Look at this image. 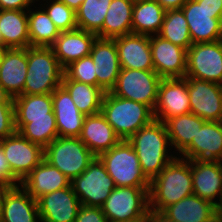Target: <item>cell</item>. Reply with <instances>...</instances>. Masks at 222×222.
Segmentation results:
<instances>
[{
  "label": "cell",
  "instance_id": "1",
  "mask_svg": "<svg viewBox=\"0 0 222 222\" xmlns=\"http://www.w3.org/2000/svg\"><path fill=\"white\" fill-rule=\"evenodd\" d=\"M127 141L136 151L142 172L150 182L176 158L168 154L170 139L164 123L159 120L141 127Z\"/></svg>",
  "mask_w": 222,
  "mask_h": 222
},
{
  "label": "cell",
  "instance_id": "2",
  "mask_svg": "<svg viewBox=\"0 0 222 222\" xmlns=\"http://www.w3.org/2000/svg\"><path fill=\"white\" fill-rule=\"evenodd\" d=\"M193 194L191 160H172L150 182L149 210L162 212L169 205Z\"/></svg>",
  "mask_w": 222,
  "mask_h": 222
},
{
  "label": "cell",
  "instance_id": "3",
  "mask_svg": "<svg viewBox=\"0 0 222 222\" xmlns=\"http://www.w3.org/2000/svg\"><path fill=\"white\" fill-rule=\"evenodd\" d=\"M101 113L121 140H128L155 119L149 106L115 96L111 92L104 94Z\"/></svg>",
  "mask_w": 222,
  "mask_h": 222
},
{
  "label": "cell",
  "instance_id": "4",
  "mask_svg": "<svg viewBox=\"0 0 222 222\" xmlns=\"http://www.w3.org/2000/svg\"><path fill=\"white\" fill-rule=\"evenodd\" d=\"M27 77L20 95L52 93L62 84L64 68L51 47H27Z\"/></svg>",
  "mask_w": 222,
  "mask_h": 222
},
{
  "label": "cell",
  "instance_id": "5",
  "mask_svg": "<svg viewBox=\"0 0 222 222\" xmlns=\"http://www.w3.org/2000/svg\"><path fill=\"white\" fill-rule=\"evenodd\" d=\"M150 187H115L101 206L108 222H147Z\"/></svg>",
  "mask_w": 222,
  "mask_h": 222
},
{
  "label": "cell",
  "instance_id": "6",
  "mask_svg": "<svg viewBox=\"0 0 222 222\" xmlns=\"http://www.w3.org/2000/svg\"><path fill=\"white\" fill-rule=\"evenodd\" d=\"M116 187H150L140 167L136 151L127 140H121L98 156Z\"/></svg>",
  "mask_w": 222,
  "mask_h": 222
},
{
  "label": "cell",
  "instance_id": "7",
  "mask_svg": "<svg viewBox=\"0 0 222 222\" xmlns=\"http://www.w3.org/2000/svg\"><path fill=\"white\" fill-rule=\"evenodd\" d=\"M94 158L79 137H57L44 149V159L71 181L84 172Z\"/></svg>",
  "mask_w": 222,
  "mask_h": 222
},
{
  "label": "cell",
  "instance_id": "8",
  "mask_svg": "<svg viewBox=\"0 0 222 222\" xmlns=\"http://www.w3.org/2000/svg\"><path fill=\"white\" fill-rule=\"evenodd\" d=\"M161 80L154 70L121 68L116 85L110 92L115 96L143 103L154 110Z\"/></svg>",
  "mask_w": 222,
  "mask_h": 222
},
{
  "label": "cell",
  "instance_id": "9",
  "mask_svg": "<svg viewBox=\"0 0 222 222\" xmlns=\"http://www.w3.org/2000/svg\"><path fill=\"white\" fill-rule=\"evenodd\" d=\"M71 186L82 205L94 207H101L116 187L97 156L84 172L71 181Z\"/></svg>",
  "mask_w": 222,
  "mask_h": 222
},
{
  "label": "cell",
  "instance_id": "10",
  "mask_svg": "<svg viewBox=\"0 0 222 222\" xmlns=\"http://www.w3.org/2000/svg\"><path fill=\"white\" fill-rule=\"evenodd\" d=\"M185 77L222 85V40L192 44L187 50Z\"/></svg>",
  "mask_w": 222,
  "mask_h": 222
},
{
  "label": "cell",
  "instance_id": "11",
  "mask_svg": "<svg viewBox=\"0 0 222 222\" xmlns=\"http://www.w3.org/2000/svg\"><path fill=\"white\" fill-rule=\"evenodd\" d=\"M0 145L12 175L19 181L18 185L44 159V149L17 131L1 139Z\"/></svg>",
  "mask_w": 222,
  "mask_h": 222
},
{
  "label": "cell",
  "instance_id": "12",
  "mask_svg": "<svg viewBox=\"0 0 222 222\" xmlns=\"http://www.w3.org/2000/svg\"><path fill=\"white\" fill-rule=\"evenodd\" d=\"M190 113L205 121H222V85L186 77Z\"/></svg>",
  "mask_w": 222,
  "mask_h": 222
},
{
  "label": "cell",
  "instance_id": "13",
  "mask_svg": "<svg viewBox=\"0 0 222 222\" xmlns=\"http://www.w3.org/2000/svg\"><path fill=\"white\" fill-rule=\"evenodd\" d=\"M153 112L155 120L163 123L172 117L190 113L186 77L161 80Z\"/></svg>",
  "mask_w": 222,
  "mask_h": 222
},
{
  "label": "cell",
  "instance_id": "14",
  "mask_svg": "<svg viewBox=\"0 0 222 222\" xmlns=\"http://www.w3.org/2000/svg\"><path fill=\"white\" fill-rule=\"evenodd\" d=\"M154 71L162 78H183L187 70V50L158 34L150 36Z\"/></svg>",
  "mask_w": 222,
  "mask_h": 222
},
{
  "label": "cell",
  "instance_id": "15",
  "mask_svg": "<svg viewBox=\"0 0 222 222\" xmlns=\"http://www.w3.org/2000/svg\"><path fill=\"white\" fill-rule=\"evenodd\" d=\"M192 44L222 40V12H209L195 0L183 7Z\"/></svg>",
  "mask_w": 222,
  "mask_h": 222
},
{
  "label": "cell",
  "instance_id": "16",
  "mask_svg": "<svg viewBox=\"0 0 222 222\" xmlns=\"http://www.w3.org/2000/svg\"><path fill=\"white\" fill-rule=\"evenodd\" d=\"M41 222H74L82 206L72 186L37 199Z\"/></svg>",
  "mask_w": 222,
  "mask_h": 222
},
{
  "label": "cell",
  "instance_id": "17",
  "mask_svg": "<svg viewBox=\"0 0 222 222\" xmlns=\"http://www.w3.org/2000/svg\"><path fill=\"white\" fill-rule=\"evenodd\" d=\"M90 56L95 65L97 87L110 92L116 85L121 70L115 40L96 37Z\"/></svg>",
  "mask_w": 222,
  "mask_h": 222
},
{
  "label": "cell",
  "instance_id": "18",
  "mask_svg": "<svg viewBox=\"0 0 222 222\" xmlns=\"http://www.w3.org/2000/svg\"><path fill=\"white\" fill-rule=\"evenodd\" d=\"M38 221L41 222L37 200L22 186L6 187L0 200V222Z\"/></svg>",
  "mask_w": 222,
  "mask_h": 222
},
{
  "label": "cell",
  "instance_id": "19",
  "mask_svg": "<svg viewBox=\"0 0 222 222\" xmlns=\"http://www.w3.org/2000/svg\"><path fill=\"white\" fill-rule=\"evenodd\" d=\"M181 154L186 160L222 162V121H205Z\"/></svg>",
  "mask_w": 222,
  "mask_h": 222
},
{
  "label": "cell",
  "instance_id": "20",
  "mask_svg": "<svg viewBox=\"0 0 222 222\" xmlns=\"http://www.w3.org/2000/svg\"><path fill=\"white\" fill-rule=\"evenodd\" d=\"M191 174L193 194L217 206L222 200V162L191 160Z\"/></svg>",
  "mask_w": 222,
  "mask_h": 222
},
{
  "label": "cell",
  "instance_id": "21",
  "mask_svg": "<svg viewBox=\"0 0 222 222\" xmlns=\"http://www.w3.org/2000/svg\"><path fill=\"white\" fill-rule=\"evenodd\" d=\"M121 68L154 70L150 36L128 34L114 38Z\"/></svg>",
  "mask_w": 222,
  "mask_h": 222
},
{
  "label": "cell",
  "instance_id": "22",
  "mask_svg": "<svg viewBox=\"0 0 222 222\" xmlns=\"http://www.w3.org/2000/svg\"><path fill=\"white\" fill-rule=\"evenodd\" d=\"M27 67V48L5 49L0 58V84L13 98L23 92Z\"/></svg>",
  "mask_w": 222,
  "mask_h": 222
},
{
  "label": "cell",
  "instance_id": "23",
  "mask_svg": "<svg viewBox=\"0 0 222 222\" xmlns=\"http://www.w3.org/2000/svg\"><path fill=\"white\" fill-rule=\"evenodd\" d=\"M79 139L97 157L121 141L101 112L85 116Z\"/></svg>",
  "mask_w": 222,
  "mask_h": 222
},
{
  "label": "cell",
  "instance_id": "24",
  "mask_svg": "<svg viewBox=\"0 0 222 222\" xmlns=\"http://www.w3.org/2000/svg\"><path fill=\"white\" fill-rule=\"evenodd\" d=\"M96 37L94 33L76 28L61 32L51 48L60 65L65 68L70 63L89 56Z\"/></svg>",
  "mask_w": 222,
  "mask_h": 222
},
{
  "label": "cell",
  "instance_id": "25",
  "mask_svg": "<svg viewBox=\"0 0 222 222\" xmlns=\"http://www.w3.org/2000/svg\"><path fill=\"white\" fill-rule=\"evenodd\" d=\"M52 101L58 137H79L85 115L78 110L62 85L52 92Z\"/></svg>",
  "mask_w": 222,
  "mask_h": 222
},
{
  "label": "cell",
  "instance_id": "26",
  "mask_svg": "<svg viewBox=\"0 0 222 222\" xmlns=\"http://www.w3.org/2000/svg\"><path fill=\"white\" fill-rule=\"evenodd\" d=\"M70 185L71 180L45 159L20 183V186L36 200L47 193L64 189Z\"/></svg>",
  "mask_w": 222,
  "mask_h": 222
},
{
  "label": "cell",
  "instance_id": "27",
  "mask_svg": "<svg viewBox=\"0 0 222 222\" xmlns=\"http://www.w3.org/2000/svg\"><path fill=\"white\" fill-rule=\"evenodd\" d=\"M162 213L175 222H217V206L195 194L169 205Z\"/></svg>",
  "mask_w": 222,
  "mask_h": 222
},
{
  "label": "cell",
  "instance_id": "28",
  "mask_svg": "<svg viewBox=\"0 0 222 222\" xmlns=\"http://www.w3.org/2000/svg\"><path fill=\"white\" fill-rule=\"evenodd\" d=\"M0 34L6 48L30 47L28 12L0 10Z\"/></svg>",
  "mask_w": 222,
  "mask_h": 222
},
{
  "label": "cell",
  "instance_id": "29",
  "mask_svg": "<svg viewBox=\"0 0 222 222\" xmlns=\"http://www.w3.org/2000/svg\"><path fill=\"white\" fill-rule=\"evenodd\" d=\"M133 7L131 0H112L102 27V38L114 39L131 34Z\"/></svg>",
  "mask_w": 222,
  "mask_h": 222
},
{
  "label": "cell",
  "instance_id": "30",
  "mask_svg": "<svg viewBox=\"0 0 222 222\" xmlns=\"http://www.w3.org/2000/svg\"><path fill=\"white\" fill-rule=\"evenodd\" d=\"M166 10L156 1L134 4L132 33L152 36L159 34Z\"/></svg>",
  "mask_w": 222,
  "mask_h": 222
},
{
  "label": "cell",
  "instance_id": "31",
  "mask_svg": "<svg viewBox=\"0 0 222 222\" xmlns=\"http://www.w3.org/2000/svg\"><path fill=\"white\" fill-rule=\"evenodd\" d=\"M205 120L195 114L187 113L172 117L164 122L171 146L181 153L196 136Z\"/></svg>",
  "mask_w": 222,
  "mask_h": 222
},
{
  "label": "cell",
  "instance_id": "32",
  "mask_svg": "<svg viewBox=\"0 0 222 222\" xmlns=\"http://www.w3.org/2000/svg\"><path fill=\"white\" fill-rule=\"evenodd\" d=\"M61 85L68 91L78 110L85 116L101 112L105 94L101 88L71 79H63Z\"/></svg>",
  "mask_w": 222,
  "mask_h": 222
},
{
  "label": "cell",
  "instance_id": "33",
  "mask_svg": "<svg viewBox=\"0 0 222 222\" xmlns=\"http://www.w3.org/2000/svg\"><path fill=\"white\" fill-rule=\"evenodd\" d=\"M15 119L55 118L52 93L13 98Z\"/></svg>",
  "mask_w": 222,
  "mask_h": 222
},
{
  "label": "cell",
  "instance_id": "34",
  "mask_svg": "<svg viewBox=\"0 0 222 222\" xmlns=\"http://www.w3.org/2000/svg\"><path fill=\"white\" fill-rule=\"evenodd\" d=\"M15 128L23 137L43 149L58 137L55 118L15 119Z\"/></svg>",
  "mask_w": 222,
  "mask_h": 222
},
{
  "label": "cell",
  "instance_id": "35",
  "mask_svg": "<svg viewBox=\"0 0 222 222\" xmlns=\"http://www.w3.org/2000/svg\"><path fill=\"white\" fill-rule=\"evenodd\" d=\"M27 11H29L28 32L30 46L51 47L61 33L59 29L44 9L34 12L28 9Z\"/></svg>",
  "mask_w": 222,
  "mask_h": 222
},
{
  "label": "cell",
  "instance_id": "36",
  "mask_svg": "<svg viewBox=\"0 0 222 222\" xmlns=\"http://www.w3.org/2000/svg\"><path fill=\"white\" fill-rule=\"evenodd\" d=\"M111 1L112 0H84L75 11L77 27L102 38V27Z\"/></svg>",
  "mask_w": 222,
  "mask_h": 222
},
{
  "label": "cell",
  "instance_id": "37",
  "mask_svg": "<svg viewBox=\"0 0 222 222\" xmlns=\"http://www.w3.org/2000/svg\"><path fill=\"white\" fill-rule=\"evenodd\" d=\"M186 50L192 45L188 23L182 9L167 10L158 34Z\"/></svg>",
  "mask_w": 222,
  "mask_h": 222
},
{
  "label": "cell",
  "instance_id": "38",
  "mask_svg": "<svg viewBox=\"0 0 222 222\" xmlns=\"http://www.w3.org/2000/svg\"><path fill=\"white\" fill-rule=\"evenodd\" d=\"M94 67L95 65L90 55L83 57L64 68L63 79H71L80 83L97 86V77Z\"/></svg>",
  "mask_w": 222,
  "mask_h": 222
},
{
  "label": "cell",
  "instance_id": "39",
  "mask_svg": "<svg viewBox=\"0 0 222 222\" xmlns=\"http://www.w3.org/2000/svg\"><path fill=\"white\" fill-rule=\"evenodd\" d=\"M44 10L60 32L78 28L76 23V12L68 7L64 2L52 0V2Z\"/></svg>",
  "mask_w": 222,
  "mask_h": 222
},
{
  "label": "cell",
  "instance_id": "40",
  "mask_svg": "<svg viewBox=\"0 0 222 222\" xmlns=\"http://www.w3.org/2000/svg\"><path fill=\"white\" fill-rule=\"evenodd\" d=\"M15 132L14 104H0V140Z\"/></svg>",
  "mask_w": 222,
  "mask_h": 222
},
{
  "label": "cell",
  "instance_id": "41",
  "mask_svg": "<svg viewBox=\"0 0 222 222\" xmlns=\"http://www.w3.org/2000/svg\"><path fill=\"white\" fill-rule=\"evenodd\" d=\"M74 222H108L101 207L82 205Z\"/></svg>",
  "mask_w": 222,
  "mask_h": 222
},
{
  "label": "cell",
  "instance_id": "42",
  "mask_svg": "<svg viewBox=\"0 0 222 222\" xmlns=\"http://www.w3.org/2000/svg\"><path fill=\"white\" fill-rule=\"evenodd\" d=\"M17 182L19 183V181L12 175L0 145V185L4 187L17 186Z\"/></svg>",
  "mask_w": 222,
  "mask_h": 222
},
{
  "label": "cell",
  "instance_id": "43",
  "mask_svg": "<svg viewBox=\"0 0 222 222\" xmlns=\"http://www.w3.org/2000/svg\"><path fill=\"white\" fill-rule=\"evenodd\" d=\"M28 10L30 5L26 0H0V10Z\"/></svg>",
  "mask_w": 222,
  "mask_h": 222
},
{
  "label": "cell",
  "instance_id": "44",
  "mask_svg": "<svg viewBox=\"0 0 222 222\" xmlns=\"http://www.w3.org/2000/svg\"><path fill=\"white\" fill-rule=\"evenodd\" d=\"M209 12H222V0H195Z\"/></svg>",
  "mask_w": 222,
  "mask_h": 222
},
{
  "label": "cell",
  "instance_id": "45",
  "mask_svg": "<svg viewBox=\"0 0 222 222\" xmlns=\"http://www.w3.org/2000/svg\"><path fill=\"white\" fill-rule=\"evenodd\" d=\"M166 11L181 9L188 0H156Z\"/></svg>",
  "mask_w": 222,
  "mask_h": 222
},
{
  "label": "cell",
  "instance_id": "46",
  "mask_svg": "<svg viewBox=\"0 0 222 222\" xmlns=\"http://www.w3.org/2000/svg\"><path fill=\"white\" fill-rule=\"evenodd\" d=\"M147 222H175V221L169 219L162 212L149 210Z\"/></svg>",
  "mask_w": 222,
  "mask_h": 222
},
{
  "label": "cell",
  "instance_id": "47",
  "mask_svg": "<svg viewBox=\"0 0 222 222\" xmlns=\"http://www.w3.org/2000/svg\"><path fill=\"white\" fill-rule=\"evenodd\" d=\"M0 104H13V97L0 84Z\"/></svg>",
  "mask_w": 222,
  "mask_h": 222
},
{
  "label": "cell",
  "instance_id": "48",
  "mask_svg": "<svg viewBox=\"0 0 222 222\" xmlns=\"http://www.w3.org/2000/svg\"><path fill=\"white\" fill-rule=\"evenodd\" d=\"M64 2L68 7L76 11L80 5L84 2V0H59Z\"/></svg>",
  "mask_w": 222,
  "mask_h": 222
},
{
  "label": "cell",
  "instance_id": "49",
  "mask_svg": "<svg viewBox=\"0 0 222 222\" xmlns=\"http://www.w3.org/2000/svg\"><path fill=\"white\" fill-rule=\"evenodd\" d=\"M217 222H222V200L221 202L217 205Z\"/></svg>",
  "mask_w": 222,
  "mask_h": 222
},
{
  "label": "cell",
  "instance_id": "50",
  "mask_svg": "<svg viewBox=\"0 0 222 222\" xmlns=\"http://www.w3.org/2000/svg\"><path fill=\"white\" fill-rule=\"evenodd\" d=\"M5 49H6V47L2 43H0V58L2 57L3 52L5 51Z\"/></svg>",
  "mask_w": 222,
  "mask_h": 222
},
{
  "label": "cell",
  "instance_id": "51",
  "mask_svg": "<svg viewBox=\"0 0 222 222\" xmlns=\"http://www.w3.org/2000/svg\"><path fill=\"white\" fill-rule=\"evenodd\" d=\"M134 4L138 2L154 1V0H131Z\"/></svg>",
  "mask_w": 222,
  "mask_h": 222
},
{
  "label": "cell",
  "instance_id": "52",
  "mask_svg": "<svg viewBox=\"0 0 222 222\" xmlns=\"http://www.w3.org/2000/svg\"><path fill=\"white\" fill-rule=\"evenodd\" d=\"M5 188H6V187L0 185V200H1V195H2V193H3V191H4Z\"/></svg>",
  "mask_w": 222,
  "mask_h": 222
},
{
  "label": "cell",
  "instance_id": "53",
  "mask_svg": "<svg viewBox=\"0 0 222 222\" xmlns=\"http://www.w3.org/2000/svg\"><path fill=\"white\" fill-rule=\"evenodd\" d=\"M35 0H26V2L31 5Z\"/></svg>",
  "mask_w": 222,
  "mask_h": 222
}]
</instances>
